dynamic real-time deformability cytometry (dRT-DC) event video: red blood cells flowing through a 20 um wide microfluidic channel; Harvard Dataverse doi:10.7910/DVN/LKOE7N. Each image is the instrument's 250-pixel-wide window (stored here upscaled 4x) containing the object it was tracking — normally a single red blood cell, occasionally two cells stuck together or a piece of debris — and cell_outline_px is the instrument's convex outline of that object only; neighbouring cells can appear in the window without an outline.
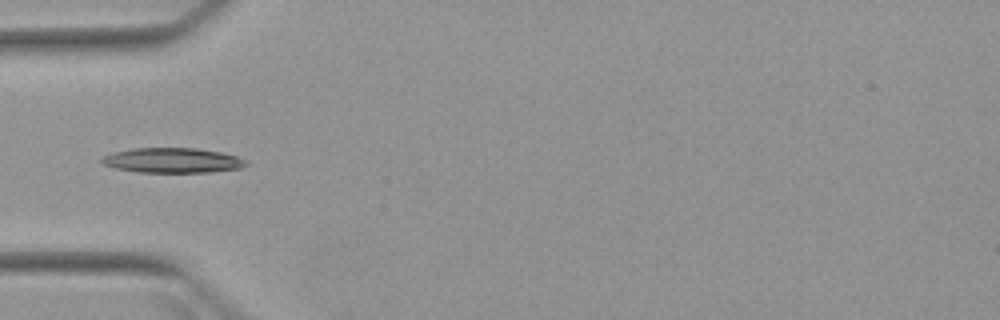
{"species": "Egyptian fruit bat (a non-hibernating species)", "species_latin": "Rousettus aegyptiacus", "temperature_condition": "warm", "stored_images_in_passage": 5, "camera_frame_rate_fps": 3000, "um_per_image_px": 0.085, "animal": {"sex": "female"}, "frame": {"image": 1, "passage_image": 5, "time_ms": 4.667, "image_size_px": [1000, 320], "cell_outline_px": [[248, 164], [240, 168], [208, 172], [136, 172], [116, 168], [104, 164], [100, 160], [104, 156], [112, 152], [132, 148], [196, 148], [220, 152], [236, 156], [248, 160]], "centroid_in_image_um": [14.66, 13.63], "position_along_channel_um": 70.3, "area_um2": 20.92}}